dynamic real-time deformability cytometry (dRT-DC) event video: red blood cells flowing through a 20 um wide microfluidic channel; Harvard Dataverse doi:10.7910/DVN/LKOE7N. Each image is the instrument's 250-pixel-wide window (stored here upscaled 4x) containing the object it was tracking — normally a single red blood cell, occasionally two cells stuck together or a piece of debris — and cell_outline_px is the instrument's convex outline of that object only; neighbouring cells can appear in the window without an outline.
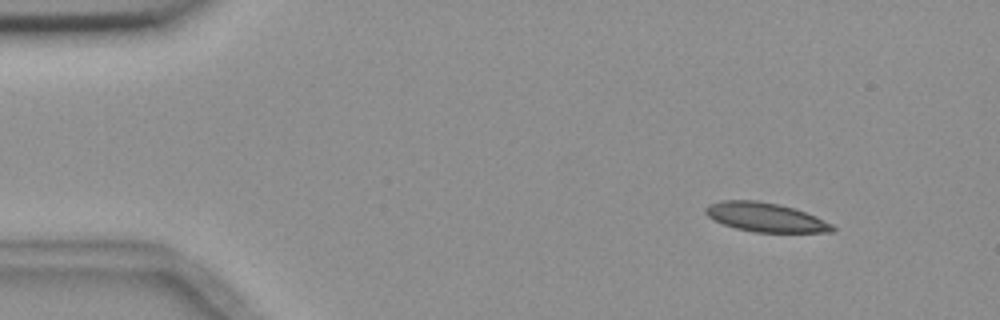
{"species": "common noctule bat (a hibernating species)", "species_latin": "Nyctalus noctula", "temperature_condition": "room temperature", "stored_images_in_passage": 4, "segment_of_instrument_passage": [1, 2], "camera_frame_rate_fps": 3000, "um_per_image_px": 0.085, "animal": {"sex": "female", "body_mass_g": 18.4}, "frame": {"image": 1, "passage_image": 1, "time_ms": 0.0, "image_size_px": [1000, 320], "cell_outline_px": [[836, 228], [832, 232], [756, 232], [736, 228], [712, 220], [704, 212], [704, 208], [708, 204], [720, 200], [756, 200], [780, 204], [816, 216], [832, 224]], "centroid_in_image_um": [65.03, 18.46], "position_along_channel_um": 20.0, "area_um2": 21.5}}
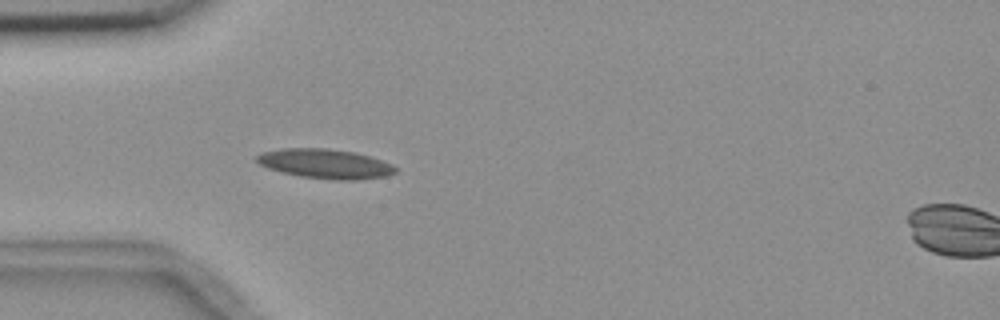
{"frame": {"image": 2, "passage_image": 3, "time_ms": 3.333, "image_size_px": [1000, 320], "cell_outline_px": [[396, 172], [388, 176], [360, 180], [332, 180], [300, 176], [268, 168], [260, 164], [256, 160], [256, 156], [264, 152], [280, 148], [328, 148], [352, 152], [368, 156], [392, 164], [396, 168]], "centroid_in_image_um": [27.66, 13.93], "position_along_channel_um": 57.3, "area_um2": 23.76}}